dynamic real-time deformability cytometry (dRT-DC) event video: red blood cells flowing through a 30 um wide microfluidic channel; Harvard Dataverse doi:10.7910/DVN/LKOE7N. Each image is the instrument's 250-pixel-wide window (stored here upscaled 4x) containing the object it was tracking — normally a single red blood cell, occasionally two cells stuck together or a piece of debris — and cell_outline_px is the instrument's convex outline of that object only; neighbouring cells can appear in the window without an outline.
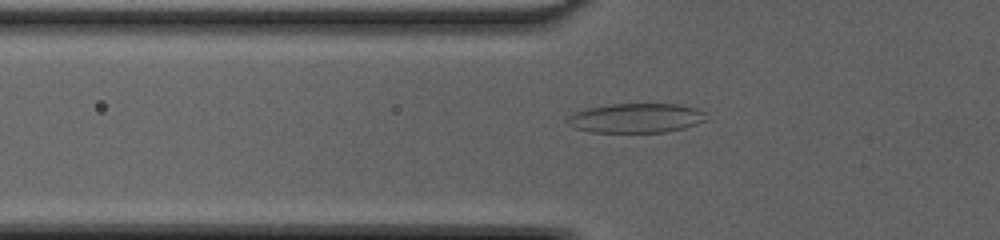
{"species": "common noctule bat (a hibernating species)", "species_latin": "Nyctalus noctula", "temperature_condition": "cold", "stored_images_in_passage": 37, "camera_frame_rate_fps": 3000, "um_per_image_px": 0.085, "animal": {"sex": "female", "body_mass_g": 20.0, "forearm_length_mm": 54.0}, "frame": {"image": 1, "passage_image": 6, "time_ms": 1.667, "image_size_px": [1000, 240], "cell_outline_px": [[708, 120], [684, 128], [664, 132], [592, 132], [576, 128], [568, 124], [564, 120], [568, 116], [576, 112], [588, 108], [612, 104], [680, 104], [696, 108], [704, 112]], "centroid_in_image_um": [54.08, 10.03], "position_along_channel_um": 71.7, "area_um2": 23.81}}
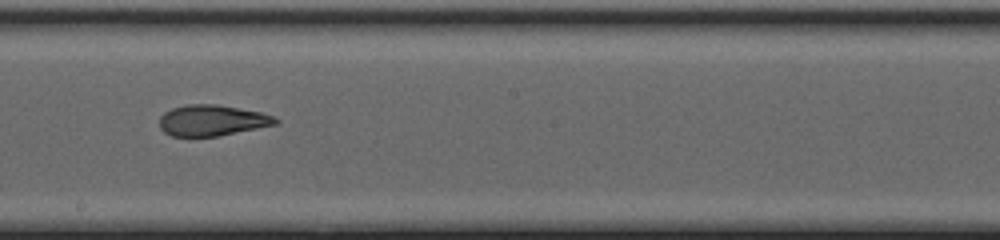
{"frame": {"image": 2, "passage_image": 17, "time_ms": 5.333, "image_size_px": [1000, 240], "cell_outline_px": [[280, 120], [276, 124], [220, 136], [172, 136], [164, 132], [160, 128], [160, 116], [164, 112], [172, 108], [188, 104], [216, 104], [260, 112], [272, 116]], "centroid_in_image_um": [18.0, 10.23], "position_along_channel_um": 230.2, "area_um2": 20.81}}
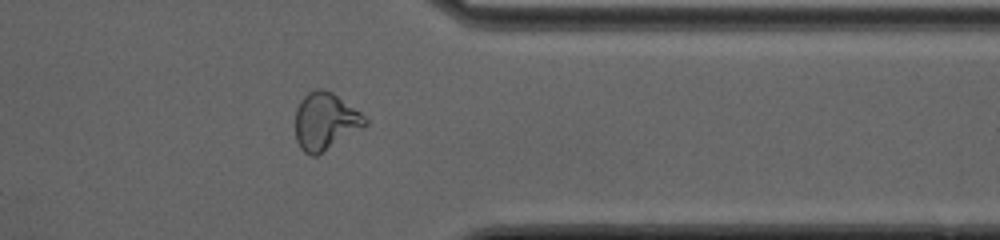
{"frame": {"image": 3, "passage_image": 28, "time_ms": 9.0, "image_size_px": [1000, 240], "cell_outline_px": [[368, 124], [364, 128], [316, 156], [312, 156], [304, 152], [300, 148], [296, 140], [296, 108], [300, 100], [308, 92], [316, 88], [324, 88], [332, 92], [360, 112], [368, 120]], "centroid_in_image_um": [27.65, 10.31], "position_along_channel_um": 383.7, "area_um2": 23.41}, "authors_computed_cell_mechanics": {"area_um2": 22.5998, "velocity_mm_per_s": 4.328, "shape_relaxation_time_tau1_ms": null, "shape_relaxation_time_tau2_ms": 1.5796, "deformation_change_tau1": null, "deformation_change_tau2": 0.0904}}